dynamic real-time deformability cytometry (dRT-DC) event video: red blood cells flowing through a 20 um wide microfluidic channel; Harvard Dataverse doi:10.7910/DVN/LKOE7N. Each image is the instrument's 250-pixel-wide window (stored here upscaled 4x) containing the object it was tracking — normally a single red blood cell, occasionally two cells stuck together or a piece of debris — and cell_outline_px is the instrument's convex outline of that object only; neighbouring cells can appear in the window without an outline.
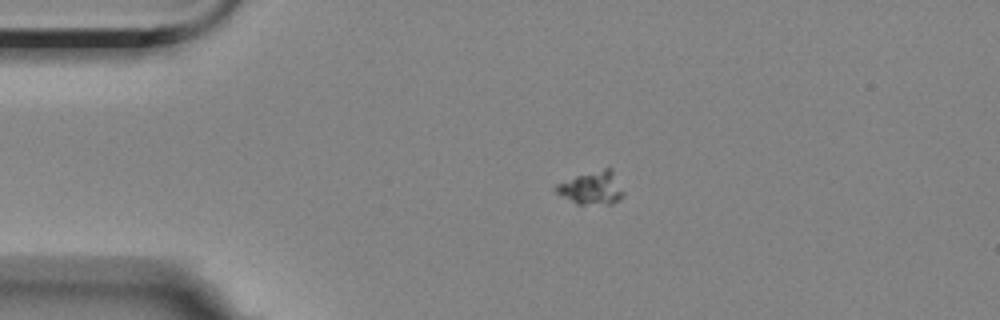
{"species": "Egyptian fruit bat (a non-hibernating species)", "species_latin": "Rousettus aegyptiacus", "temperature_condition": "room temperature", "stored_images_in_passage": 3, "camera_frame_rate_fps": 3000, "um_per_image_px": 0.085, "animal": {"sex": "female"}, "frame": {"image": 1, "passage_image": 2, "time_ms": 1.333, "image_size_px": [1000, 320], "cell_outline_px": [[620, 196], [612, 204], [576, 204], [556, 192], [556, 184], [576, 176], [604, 168], [612, 168], [620, 192]], "centroid_in_image_um": [50.24, 15.98], "position_along_channel_um": 34.8, "area_um2": 12.31}}